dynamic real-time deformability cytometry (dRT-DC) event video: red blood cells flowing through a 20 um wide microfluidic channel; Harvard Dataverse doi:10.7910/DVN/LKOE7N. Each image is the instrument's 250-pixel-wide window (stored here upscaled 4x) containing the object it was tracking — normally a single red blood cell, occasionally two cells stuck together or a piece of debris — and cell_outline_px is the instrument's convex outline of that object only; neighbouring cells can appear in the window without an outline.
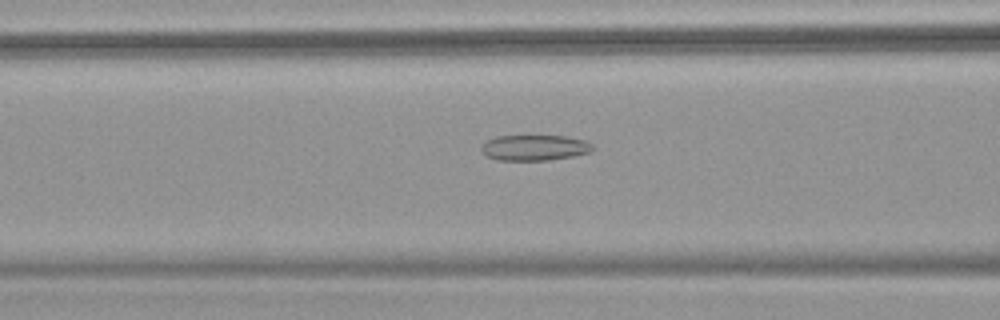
{"species": "common noctule bat (a hibernating species)", "species_latin": "Nyctalus noctula", "temperature_condition": "warm", "stored_images_in_passage": 36, "camera_frame_rate_fps": 3000, "um_per_image_px": 0.085, "animal": {"sex": "female", "body_mass_g": 18.4}, "frame": {"image": 1, "passage_image": 14, "time_ms": 4.333, "image_size_px": [1000, 320], "cell_outline_px": [[596, 148], [588, 152], [572, 156], [548, 160], [496, 160], [488, 156], [480, 148], [480, 144], [496, 136], [564, 136], [584, 140], [592, 144]], "centroid_in_image_um": [45.42, 12.55], "position_along_channel_um": 121.2, "area_um2": 16.53}}
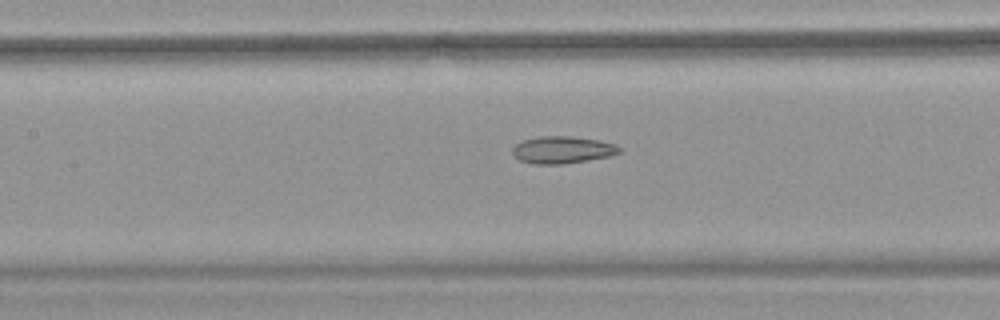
{"frame": {"image": 2, "passage_image": 17, "time_ms": 5.333, "image_size_px": [1000, 320], "cell_outline_px": [[620, 152], [612, 156], [564, 164], [532, 164], [520, 160], [512, 152], [512, 148], [516, 144], [524, 140], [540, 136], [572, 136], [600, 140], [616, 144], [620, 148]], "centroid_in_image_um": [47.83, 12.73], "position_along_channel_um": 159.6, "area_um2": 16.99}}
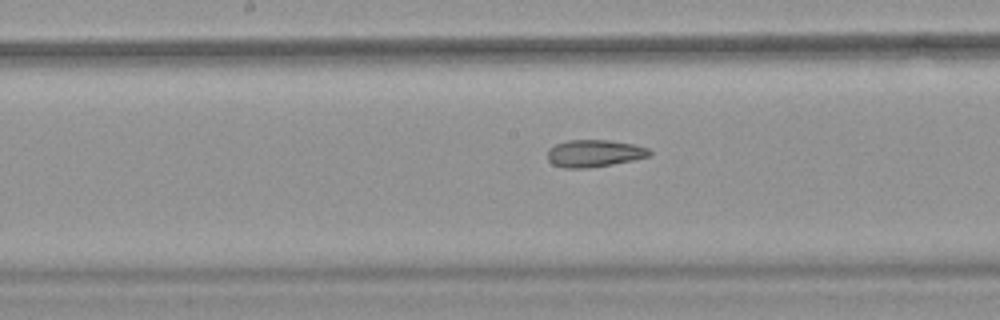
{"frame": {"image": 3, "passage_image": 20, "time_ms": 6.333, "image_size_px": [1000, 320], "cell_outline_px": [[652, 156], [612, 164], [588, 168], [564, 168], [552, 164], [548, 160], [548, 148], [556, 144], [568, 140], [608, 140], [632, 144], [648, 148], [652, 152]], "centroid_in_image_um": [50.51, 13.04], "position_along_channel_um": 197.7, "area_um2": 16.18}}